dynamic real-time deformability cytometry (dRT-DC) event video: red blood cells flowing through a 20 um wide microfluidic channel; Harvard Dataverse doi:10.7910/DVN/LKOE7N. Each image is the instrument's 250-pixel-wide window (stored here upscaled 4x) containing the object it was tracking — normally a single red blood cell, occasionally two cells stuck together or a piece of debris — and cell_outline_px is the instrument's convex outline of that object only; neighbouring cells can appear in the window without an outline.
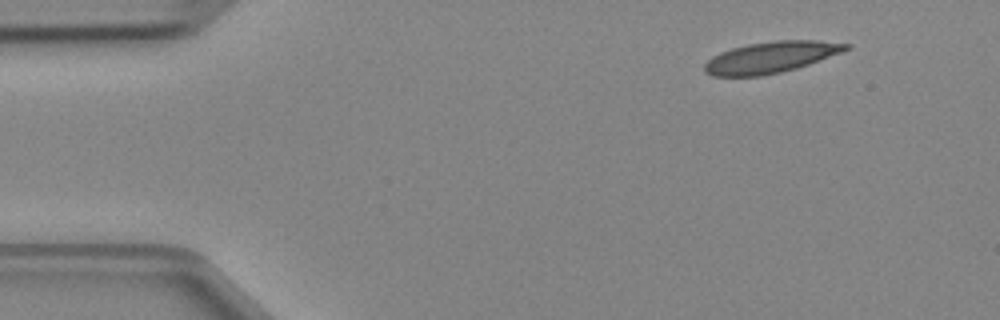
{"species": "Egyptian fruit bat (a non-hibernating species)", "species_latin": "Rousettus aegyptiacus", "temperature_condition": "cold", "stored_images_in_passage": 4, "camera_frame_rate_fps": 3000, "um_per_image_px": 0.085, "animal": {"sex": "female"}, "frame": {"image": 1, "passage_image": 1, "time_ms": 0.0, "image_size_px": [1000, 320], "cell_outline_px": [[852, 48], [808, 64], [796, 68], [780, 72], [760, 76], [712, 76], [704, 72], [704, 64], [712, 56], [720, 52], [732, 48], [748, 44], [776, 40], [816, 40], [852, 44]], "centroid_in_image_um": [65.51, 4.86], "position_along_channel_um": 19.5, "area_um2": 25.72}}
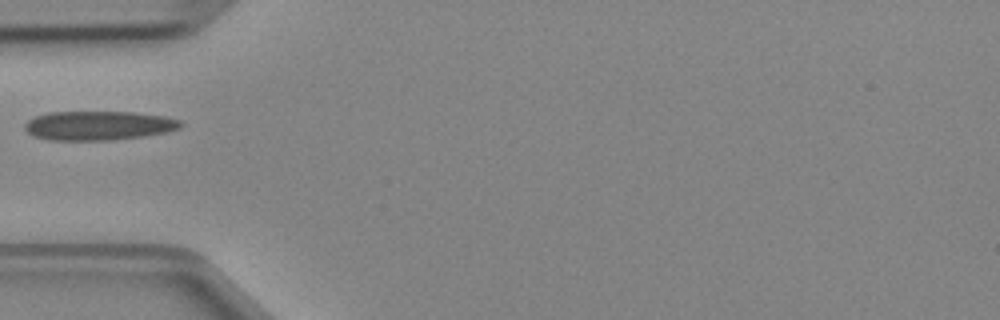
{"frame": {"image": 2, "passage_image": 4, "time_ms": 1.0, "image_size_px": [1000, 320], "cell_outline_px": [[184, 124], [180, 128], [168, 132], [140, 136], [108, 140], [48, 140], [36, 136], [28, 132], [24, 128], [24, 124], [28, 120], [36, 116], [48, 112], [132, 112], [164, 116], [180, 120]], "centroid_in_image_um": [8.38, 10.67], "position_along_channel_um": 76.6, "area_um2": 26.36}}